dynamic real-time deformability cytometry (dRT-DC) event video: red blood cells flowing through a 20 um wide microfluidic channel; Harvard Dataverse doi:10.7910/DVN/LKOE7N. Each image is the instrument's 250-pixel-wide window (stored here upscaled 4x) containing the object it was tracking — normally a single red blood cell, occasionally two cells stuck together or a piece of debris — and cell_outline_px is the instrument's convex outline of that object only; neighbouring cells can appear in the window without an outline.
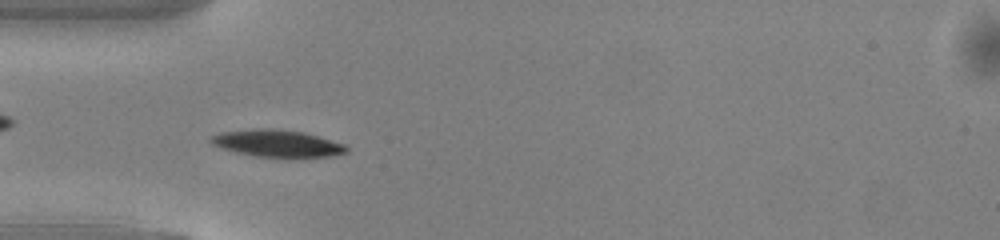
{"species": "common noctule bat (a hibernating species)", "species_latin": "Nyctalus noctula", "temperature_condition": "warm", "stored_images_in_passage": 47, "camera_frame_rate_fps": 3000, "um_per_image_px": 0.085, "animal": {"sex": "male", "body_mass_g": 13.0, "forearm_length_mm": 53.1}, "frame": {"image": 1, "passage_image": 12, "time_ms": 3.667, "image_size_px": [1000, 240], "cell_outline_px": [[348, 152], [332, 156], [288, 160], [256, 156], [236, 152], [212, 144], [208, 140], [212, 136], [220, 132], [252, 128], [276, 128], [304, 132], [320, 136], [344, 144], [348, 148]], "centroid_in_image_um": [23.62, 12.21], "position_along_channel_um": 61.4, "area_um2": 22.31}}
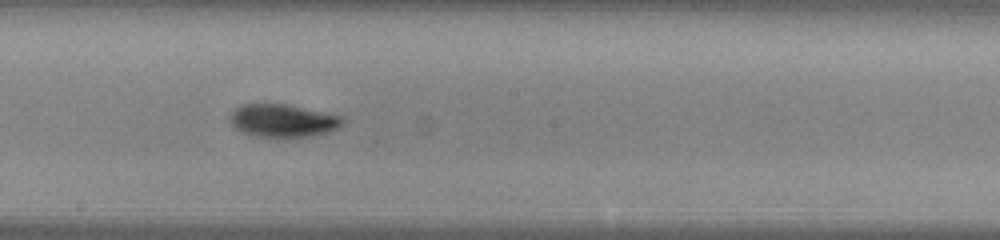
{"frame": {"image": 2, "passage_image": 24, "time_ms": 7.667, "image_size_px": [1000, 240], "cell_outline_px": [[344, 124], [328, 132], [312, 136], [252, 136], [236, 128], [232, 124], [228, 116], [236, 108], [244, 104], [284, 104], [340, 116], [344, 120]], "centroid_in_image_um": [24.02, 10.25], "position_along_channel_um": 224.2, "area_um2": 21.04}}
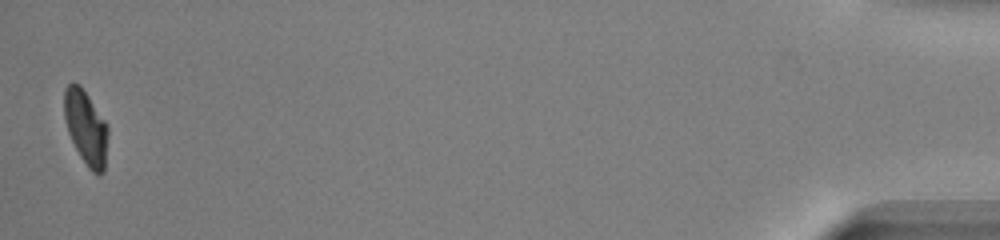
{"frame": {"image": 3, "passage_image": 46, "time_ms": 15.0, "image_size_px": [1000, 240], "cell_outline_px": [[108, 136], [104, 172], [100, 176], [92, 172], [88, 168], [80, 156], [68, 132], [64, 120], [64, 88], [72, 80], [80, 84], [104, 120], [108, 128]], "centroid_in_image_um": [7.29, 10.84], "position_along_channel_um": 427.9, "area_um2": 19.07}, "authors_computed_cell_mechanics": {"area_um2": 20.3456, "velocity_mm_per_s": 4.1196, "shape_relaxation_time_tau1_ms": 2.0556, "shape_relaxation_time_tau2_ms": 5.7834, "deformation_change_tau1": 0.1537, "deformation_change_tau2": 0.0921}}